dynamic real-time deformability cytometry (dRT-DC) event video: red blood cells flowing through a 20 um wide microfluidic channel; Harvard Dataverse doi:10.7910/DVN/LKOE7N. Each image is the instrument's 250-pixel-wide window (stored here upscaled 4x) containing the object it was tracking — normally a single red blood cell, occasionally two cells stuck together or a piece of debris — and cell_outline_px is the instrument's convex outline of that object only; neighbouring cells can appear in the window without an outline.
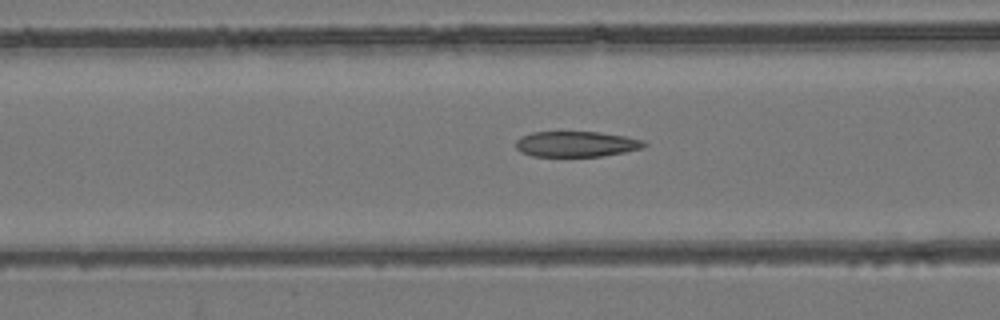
{"species": "common noctule bat (a hibernating species)", "species_latin": "Nyctalus noctula", "temperature_condition": "room temperature", "stored_images_in_passage": 55, "camera_frame_rate_fps": 3000, "um_per_image_px": 0.085, "animal": {"sex": "female", "body_mass_g": 24.6, "forearm_length_mm": 56.2}, "frame": {"image": 1, "passage_image": 22, "time_ms": 7.0, "image_size_px": [1000, 320], "cell_outline_px": [[648, 144], [644, 148], [604, 156], [532, 156], [520, 152], [516, 148], [516, 140], [520, 136], [532, 132], [600, 132], [624, 136], [644, 140]], "centroid_in_image_um": [48.99, 12.24], "position_along_channel_um": 117.6, "area_um2": 19.25}}
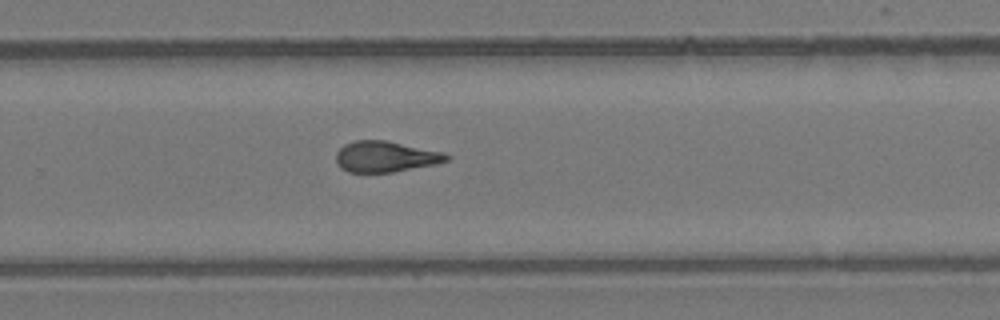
{"frame": {"image": 2, "passage_image": 36, "time_ms": 11.667, "image_size_px": [1000, 320], "cell_outline_px": [[452, 156], [448, 160], [436, 164], [392, 172], [348, 172], [340, 168], [336, 164], [336, 152], [344, 144], [356, 140], [384, 140], [444, 152]], "centroid_in_image_um": [32.76, 13.31], "position_along_channel_um": 297.0, "area_um2": 19.94}}
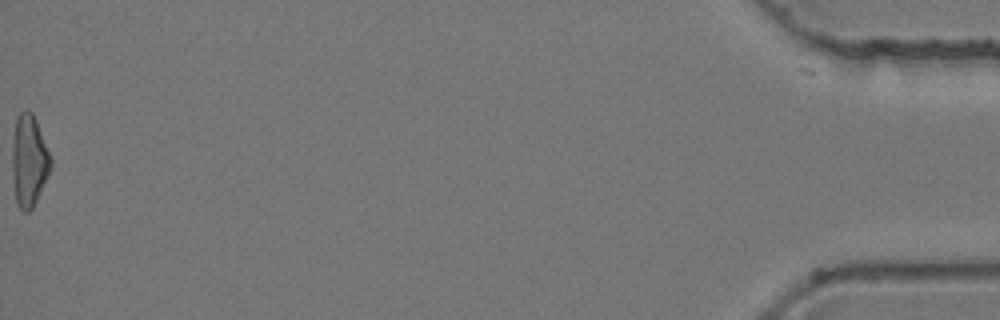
{"frame": {"image": 3, "passage_image": 55, "time_ms": 18.0, "image_size_px": [1000, 320], "cell_outline_px": [[52, 168], [32, 208], [28, 212], [24, 212], [16, 204], [12, 176], [12, 144], [16, 120], [20, 112], [32, 112], [36, 120], [52, 160]], "centroid_in_image_um": [2.46, 13.7], "position_along_channel_um": 432.7, "area_um2": 20.46}, "authors_computed_cell_mechanics": {"area_um2": 20.4034, "velocity_mm_per_s": 3.8472, "shape_relaxation_time_tau1_ms": null, "shape_relaxation_time_tau2_ms": 2.4559, "deformation_change_tau1": null, "deformation_change_tau2": 0.1245}}